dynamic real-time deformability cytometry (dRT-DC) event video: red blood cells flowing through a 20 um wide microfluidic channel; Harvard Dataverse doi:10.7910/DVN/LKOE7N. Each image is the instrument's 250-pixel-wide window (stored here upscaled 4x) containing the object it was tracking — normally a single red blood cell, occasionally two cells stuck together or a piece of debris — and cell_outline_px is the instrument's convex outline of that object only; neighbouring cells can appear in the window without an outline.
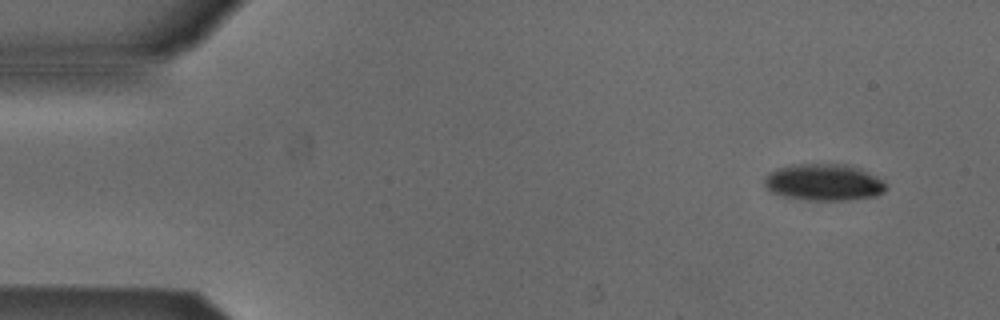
{"species": "Egyptian fruit bat (a non-hibernating species)", "species_latin": "Rousettus aegyptiacus", "temperature_condition": "cold", "stored_images_in_passage": 50, "camera_frame_rate_fps": 3000, "um_per_image_px": 0.085, "animal": {"sex": "male"}, "frame": {"image": 1, "passage_image": 1, "time_ms": 0.0, "image_size_px": [1000, 320], "cell_outline_px": [[888, 188], [884, 192], [876, 196], [848, 200], [812, 200], [784, 196], [772, 192], [764, 184], [764, 180], [768, 172], [776, 168], [792, 164], [844, 164], [860, 168], [884, 180], [888, 184]], "centroid_in_image_um": [70.06, 15.49], "position_along_channel_um": 14.9, "area_um2": 26.18}}
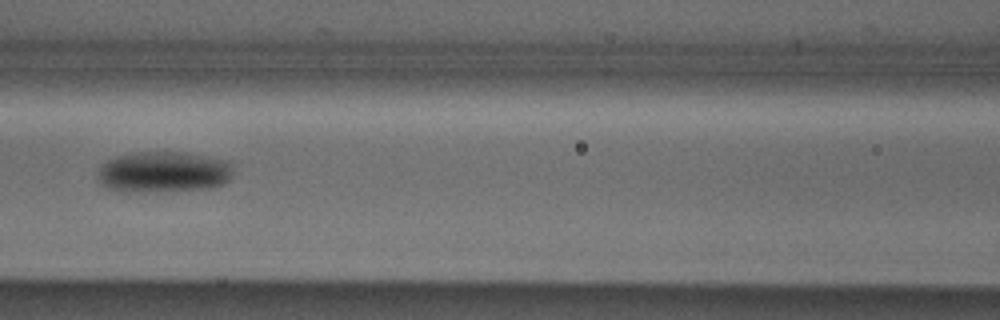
{"frame": {"image": 2, "passage_image": 20, "time_ms": 6.333, "image_size_px": [1000, 320], "cell_outline_px": [[232, 176], [224, 184], [212, 188], [144, 192], [120, 192], [108, 188], [100, 180], [100, 168], [108, 160], [116, 156], [136, 152], [184, 152], [208, 156], [228, 160], [232, 164]], "centroid_in_image_um": [13.96, 14.62], "position_along_channel_um": 152.6, "area_um2": 32.48}}
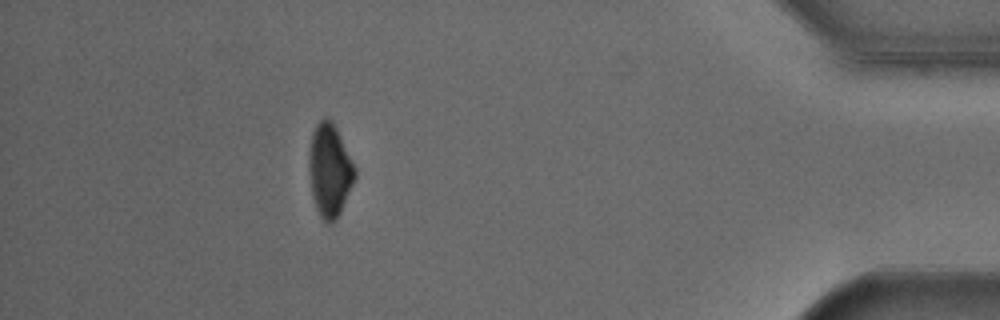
{"frame": {"image": 3, "passage_image": 44, "time_ms": 14.333, "image_size_px": [1000, 320], "cell_outline_px": [[356, 176], [340, 212], [336, 220], [332, 224], [328, 224], [320, 216], [316, 208], [312, 196], [308, 168], [308, 160], [312, 132], [316, 124], [324, 116], [332, 120], [356, 168]], "centroid_in_image_um": [28.0, 14.47], "position_along_channel_um": 407.2, "area_um2": 24.85}, "authors_computed_cell_mechanics": {"area_um2": 28.5821, "velocity_mm_per_s": 3.8722, "shape_relaxation_time_tau1_ms": 3.3481, "shape_relaxation_time_tau2_ms": null, "deformation_change_tau1": 0.1249, "deformation_change_tau2": null}}